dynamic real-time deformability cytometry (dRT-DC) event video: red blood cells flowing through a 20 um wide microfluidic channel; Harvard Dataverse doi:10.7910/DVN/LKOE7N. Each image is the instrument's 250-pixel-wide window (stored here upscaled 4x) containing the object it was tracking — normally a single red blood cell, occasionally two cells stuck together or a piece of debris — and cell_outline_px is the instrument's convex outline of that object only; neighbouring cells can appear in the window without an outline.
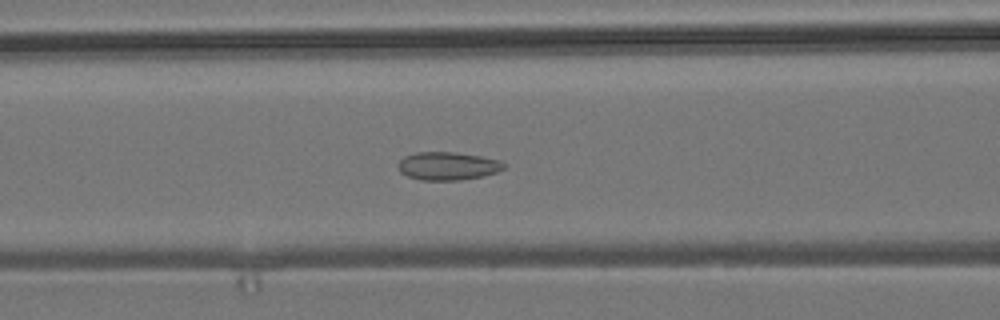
{"species": "common noctule bat (a hibernating species)", "species_latin": "Nyctalus noctula", "temperature_condition": "room temperature", "stored_images_in_passage": 55, "camera_frame_rate_fps": 3000, "um_per_image_px": 0.085, "animal": {"sex": "male", "body_mass_g": 19.2, "forearm_length_mm": 51.8}, "frame": {"image": 1, "passage_image": 23, "time_ms": 7.333, "image_size_px": [1000, 320], "cell_outline_px": [[504, 168], [496, 172], [484, 176], [460, 180], [420, 180], [408, 176], [400, 172], [400, 160], [404, 156], [416, 152], [456, 152], [480, 156], [500, 160], [504, 164]], "centroid_in_image_um": [38.07, 14.11], "position_along_channel_um": 128.5, "area_um2": 17.22}}
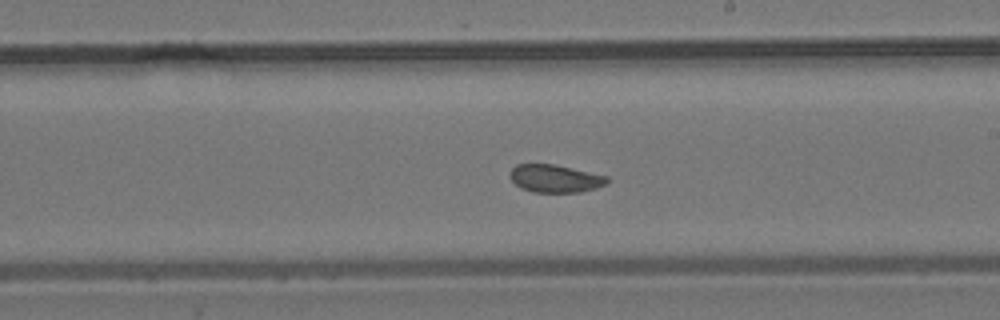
{"frame": {"image": 2, "passage_image": 32, "time_ms": 10.333, "image_size_px": [1000, 320], "cell_outline_px": [[608, 184], [596, 188], [580, 192], [532, 192], [520, 188], [508, 176], [512, 168], [516, 164], [556, 164], [608, 176]], "centroid_in_image_um": [47.19, 15.17], "position_along_channel_um": 241.8, "area_um2": 15.9}}
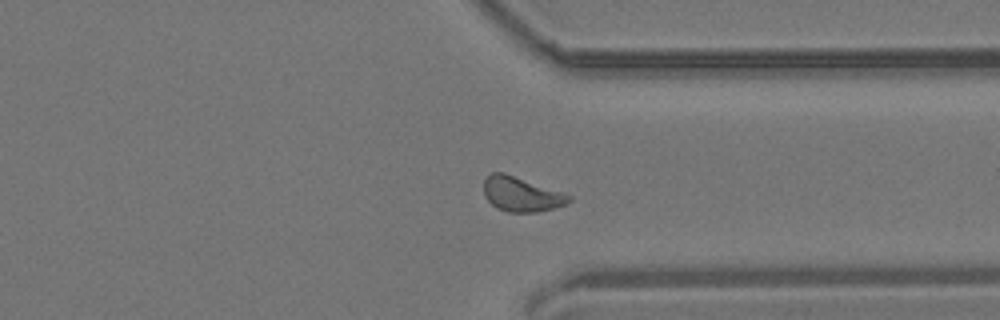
{"frame": {"image": 3, "passage_image": 42, "time_ms": 13.667, "image_size_px": [1000, 320], "cell_outline_px": [[572, 200], [564, 204], [552, 208], [536, 212], [508, 212], [496, 208], [484, 196], [484, 180], [492, 172], [504, 172], [572, 196]], "centroid_in_image_um": [44.27, 16.51], "position_along_channel_um": 367.1, "area_um2": 16.94}, "authors_computed_cell_mechanics": {"area_um2": 16.9932, "velocity_mm_per_s": 3.7778, "shape_relaxation_time_tau1_ms": 9.4775, "shape_relaxation_time_tau2_ms": 1.7921, "deformation_change_tau1": 0.0823, "deformation_change_tau2": 0.0579}}